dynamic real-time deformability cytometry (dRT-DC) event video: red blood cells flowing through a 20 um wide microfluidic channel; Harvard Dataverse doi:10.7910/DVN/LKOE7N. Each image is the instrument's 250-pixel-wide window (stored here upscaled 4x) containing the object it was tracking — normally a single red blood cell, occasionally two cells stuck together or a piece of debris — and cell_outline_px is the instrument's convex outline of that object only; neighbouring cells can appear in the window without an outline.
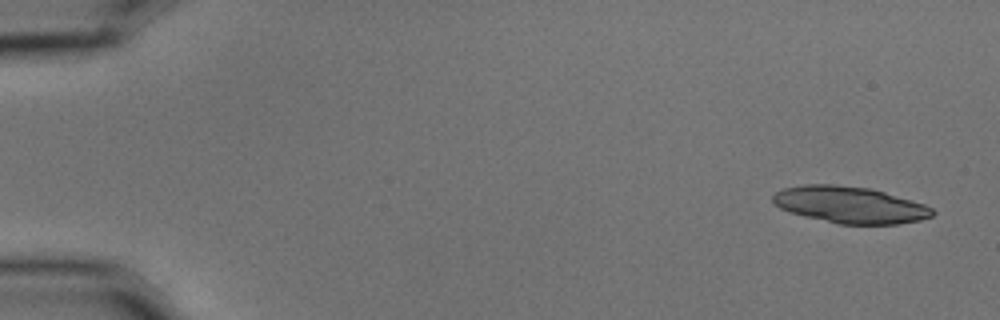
{"species": "common noctule bat (a hibernating species)", "species_latin": "Nyctalus noctula", "temperature_condition": "cold", "stored_images_in_passage": 5, "camera_frame_rate_fps": 3000, "um_per_image_px": 0.085, "animal": {"sex": "male", "body_mass_g": 15.6}, "frame": {"image": 1, "passage_image": 1, "time_ms": 0.0, "image_size_px": [1000, 320], "cell_outline_px": [[936, 212], [932, 216], [920, 220], [896, 224], [840, 224], [804, 216], [788, 212], [772, 204], [772, 196], [776, 192], [784, 188], [804, 184], [836, 184], [868, 188], [884, 192], [924, 204], [932, 208]], "centroid_in_image_um": [72.21, 17.41], "position_along_channel_um": 12.8, "area_um2": 34.04}}